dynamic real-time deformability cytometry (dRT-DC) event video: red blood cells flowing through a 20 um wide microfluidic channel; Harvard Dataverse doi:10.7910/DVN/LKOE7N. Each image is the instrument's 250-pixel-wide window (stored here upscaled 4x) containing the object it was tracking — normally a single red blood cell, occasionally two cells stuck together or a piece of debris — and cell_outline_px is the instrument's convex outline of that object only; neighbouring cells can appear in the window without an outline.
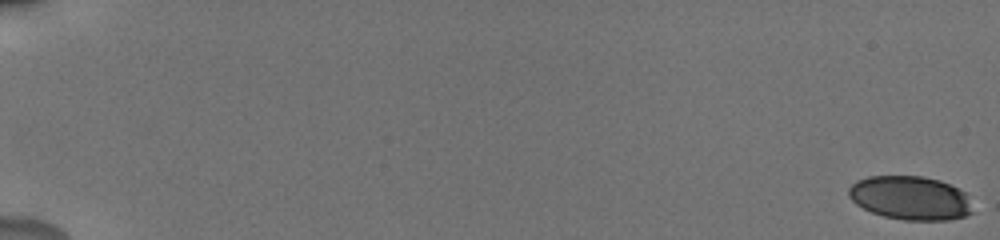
{"species": "human", "species_latin": "Homo sapiens", "temperature_condition": "cold", "stored_images_in_passage": 14, "camera_frame_rate_fps": 3000, "um_per_image_px": 0.085, "donor": {"sex": "male"}, "frame": {"image": 1, "passage_image": 1, "time_ms": 0.0, "image_size_px": [1000, 240], "cell_outline_px": [[972, 212], [964, 216], [948, 220], [904, 220], [884, 216], [872, 212], [856, 204], [848, 196], [848, 188], [856, 180], [868, 176], [920, 176], [940, 180], [964, 192]], "centroid_in_image_um": [77.32, 16.82], "position_along_channel_um": 7.7, "area_um2": 31.33}}